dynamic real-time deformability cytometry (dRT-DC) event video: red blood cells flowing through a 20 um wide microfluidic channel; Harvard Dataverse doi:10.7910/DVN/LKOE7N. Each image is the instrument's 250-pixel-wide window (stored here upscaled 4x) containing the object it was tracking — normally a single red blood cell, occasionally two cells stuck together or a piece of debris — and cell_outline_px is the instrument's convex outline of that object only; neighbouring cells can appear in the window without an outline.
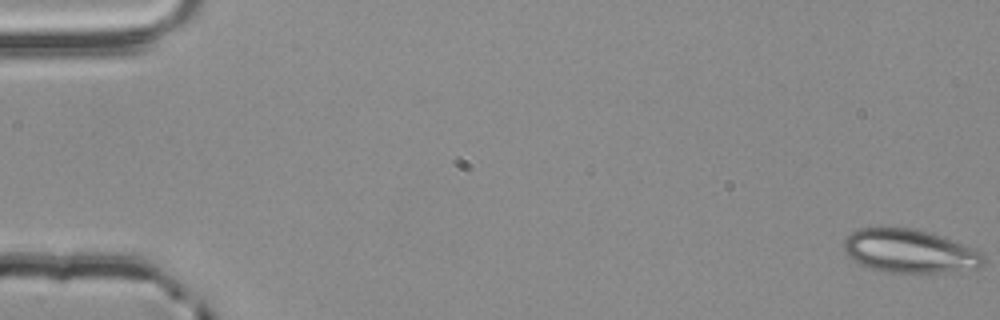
{"species": "common noctule bat (a hibernating species)", "species_latin": "Nyctalus noctula", "temperature_condition": "room temperature", "stored_images_in_passage": 5, "camera_frame_rate_fps": 3000, "um_per_image_px": 0.085, "animal": {"sex": "male", "body_mass_g": 20.4}, "frame": {"image": 1, "passage_image": 1, "time_ms": 0.0, "image_size_px": [1000, 320], "cell_outline_px": [[984, 264], [980, 268], [916, 276], [884, 272], [860, 264], [852, 260], [844, 252], [844, 240], [852, 232], [860, 228], [912, 228], [932, 232], [972, 248], [980, 252], [984, 256]], "centroid_in_image_um": [77.33, 21.4], "position_along_channel_um": 7.7, "area_um2": 36.24}}
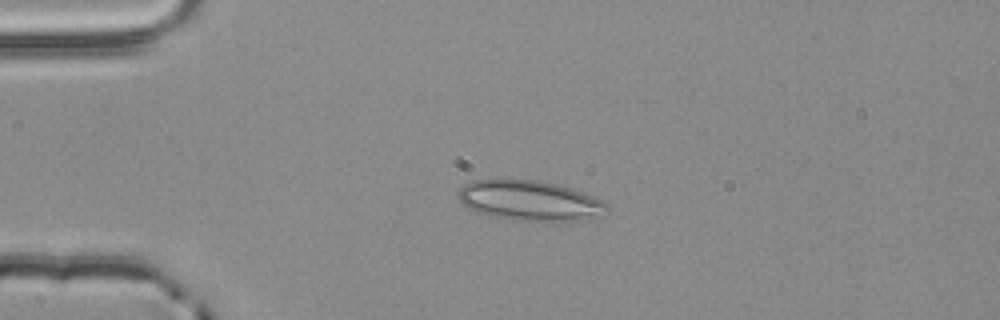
{"frame": {"image": 2, "passage_image": 4, "time_ms": 1.0, "image_size_px": [1000, 320], "cell_outline_px": [[608, 212], [596, 216], [580, 220], [528, 220], [492, 216], [476, 212], [464, 204], [460, 200], [460, 188], [464, 184], [472, 180], [536, 180], [556, 184], [572, 188], [600, 200], [608, 204]], "centroid_in_image_um": [45.04, 17.04], "position_along_channel_um": 40.0, "area_um2": 33.87}}